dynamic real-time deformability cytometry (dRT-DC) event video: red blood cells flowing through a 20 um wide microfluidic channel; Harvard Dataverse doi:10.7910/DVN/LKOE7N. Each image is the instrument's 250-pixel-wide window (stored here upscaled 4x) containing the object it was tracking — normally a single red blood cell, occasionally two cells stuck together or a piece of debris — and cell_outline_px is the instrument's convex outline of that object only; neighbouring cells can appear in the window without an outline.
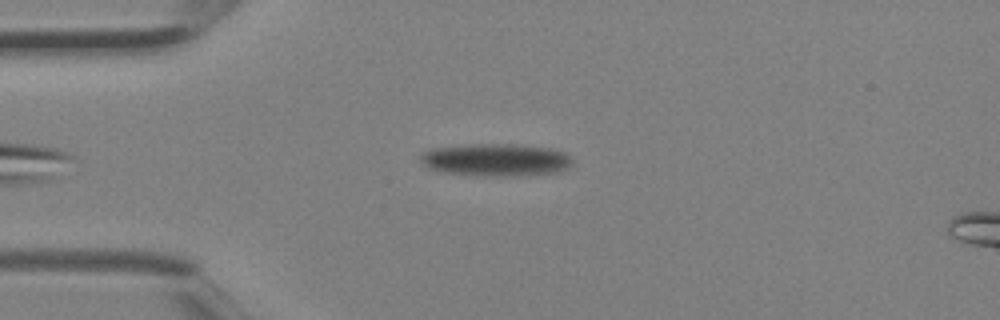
{"species": "Egyptian fruit bat (a non-hibernating species)", "species_latin": "Rousettus aegyptiacus", "temperature_condition": "room temperature", "stored_images_in_passage": 4, "camera_frame_rate_fps": 3000, "um_per_image_px": 0.085, "animal": {"sex": "female"}, "frame": {"image": 1, "passage_image": 4, "time_ms": 1.0, "image_size_px": [1000, 320], "cell_outline_px": [[572, 164], [568, 168], [560, 172], [516, 176], [488, 176], [440, 172], [428, 168], [420, 160], [420, 152], [432, 148], [472, 144], [512, 144], [548, 148], [564, 152], [572, 160]], "centroid_in_image_um": [42.12, 13.59], "position_along_channel_um": 42.9, "area_um2": 28.96}}